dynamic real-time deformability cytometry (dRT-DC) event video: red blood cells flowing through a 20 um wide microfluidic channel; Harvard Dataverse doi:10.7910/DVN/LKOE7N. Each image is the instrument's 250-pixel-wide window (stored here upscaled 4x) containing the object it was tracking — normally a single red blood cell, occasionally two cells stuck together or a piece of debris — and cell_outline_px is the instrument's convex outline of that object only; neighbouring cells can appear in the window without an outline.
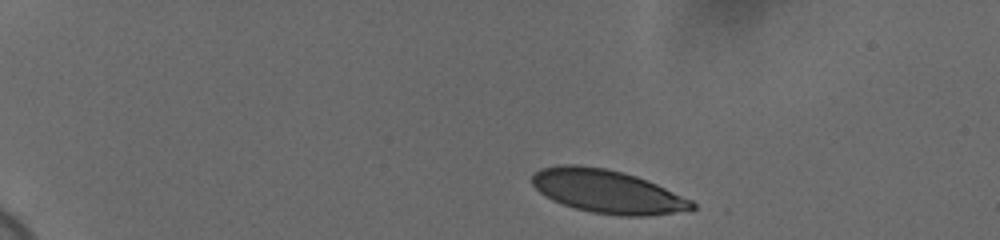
{"species": "human", "species_latin": "Homo sapiens", "temperature_condition": "cold", "stored_images_in_passage": 47, "camera_frame_rate_fps": 3000, "um_per_image_px": 0.085, "donor": {"sex": "female"}, "frame": {"image": 1, "passage_image": 1, "time_ms": 0.0, "image_size_px": [1000, 240], "cell_outline_px": [[696, 208], [692, 212], [644, 216], [620, 216], [592, 212], [576, 208], [552, 200], [540, 192], [532, 184], [532, 176], [540, 168], [560, 164], [580, 164], [604, 168], [624, 172], [636, 176], [656, 184], [692, 200], [696, 204]], "centroid_in_image_um": [51.68, 16.28], "position_along_channel_um": 33.3, "area_um2": 40.69}}
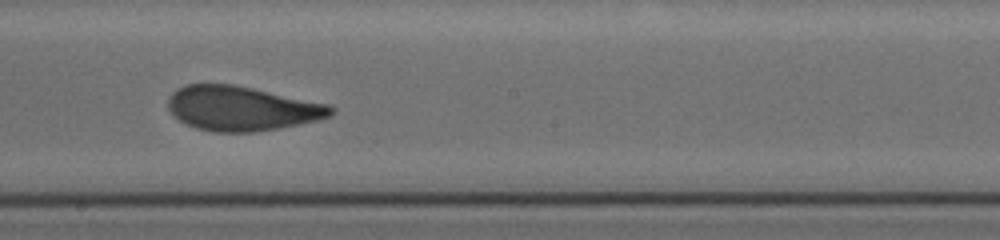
{"frame": {"image": 2, "passage_image": 25, "time_ms": 8.0, "image_size_px": [1000, 240], "cell_outline_px": [[336, 112], [320, 120], [280, 128], [252, 132], [212, 132], [196, 128], [180, 120], [168, 108], [168, 96], [176, 88], [184, 84], [232, 84], [252, 88], [328, 104], [336, 108]], "centroid_in_image_um": [20.55, 9.21], "position_along_channel_um": 227.7, "area_um2": 42.25}}
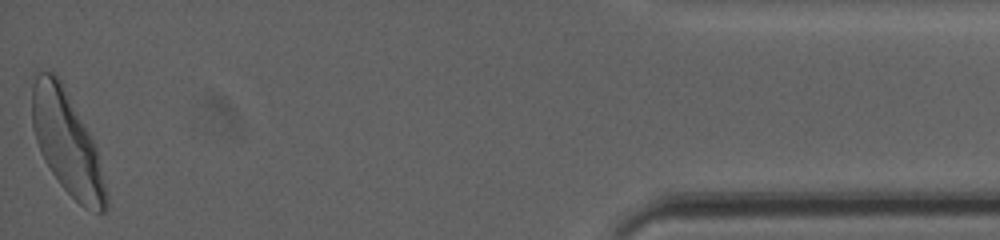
{"frame": {"image": 3, "passage_image": 47, "time_ms": 15.333, "image_size_px": [1000, 240], "cell_outline_px": [[108, 208], [104, 212], [96, 212], [84, 208], [60, 184], [44, 160], [40, 152], [32, 128], [32, 72], [36, 68], [52, 72], [60, 80], [96, 144], [108, 192]], "centroid_in_image_um": [5.69, 12.12], "position_along_channel_um": 429.5, "area_um2": 44.8}, "authors_computed_cell_mechanics": {"area_um2": 42.194, "velocity_mm_per_s": 3.6633, "shape_relaxation_time_tau1_ms": 4.8926, "shape_relaxation_time_tau2_ms": 0.887, "deformation_change_tau1": 0.1635, "deformation_change_tau2": 0.0682}}